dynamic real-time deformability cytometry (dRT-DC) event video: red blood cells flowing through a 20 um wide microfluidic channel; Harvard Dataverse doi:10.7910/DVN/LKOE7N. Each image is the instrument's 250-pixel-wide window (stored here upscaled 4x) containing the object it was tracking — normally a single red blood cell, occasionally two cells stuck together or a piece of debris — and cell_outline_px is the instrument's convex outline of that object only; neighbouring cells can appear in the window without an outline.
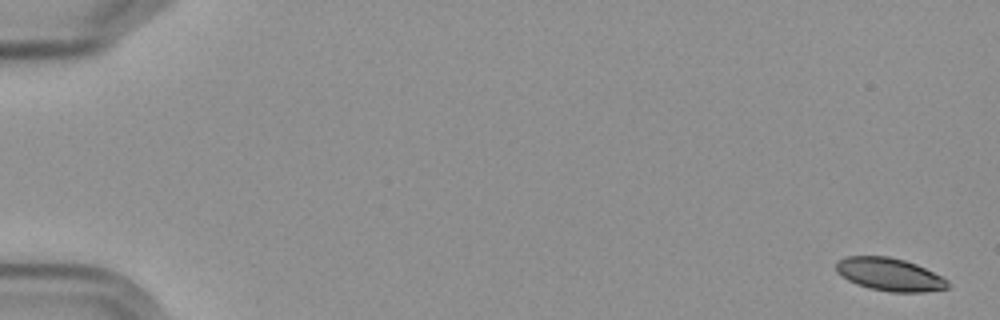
{"species": "Egyptian fruit bat (a non-hibernating species)", "species_latin": "Rousettus aegyptiacus", "temperature_condition": "cold", "stored_images_in_passage": 8, "camera_frame_rate_fps": 3000, "um_per_image_px": 0.085, "frame": {"image": 1, "passage_image": 1, "time_ms": 0.0, "image_size_px": [1000, 320], "cell_outline_px": [[948, 288], [924, 292], [892, 292], [868, 288], [856, 284], [848, 280], [836, 272], [836, 264], [840, 260], [848, 256], [888, 256], [904, 260], [916, 264], [948, 280]], "centroid_in_image_um": [75.6, 23.33], "position_along_channel_um": 9.4, "area_um2": 21.21}}
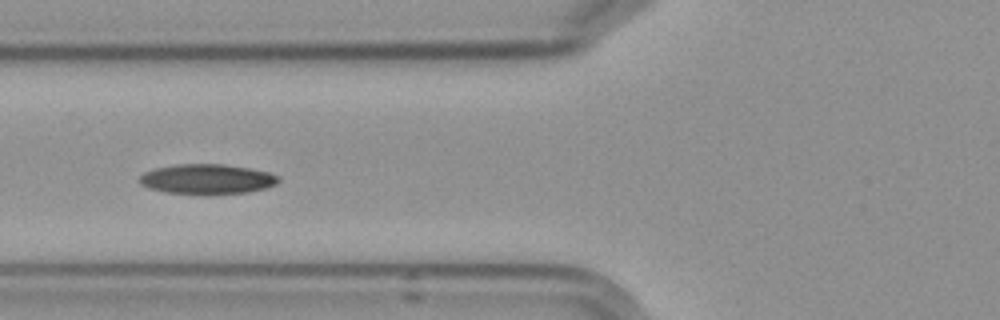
{"frame": {"image": 2, "passage_image": 7, "time_ms": 7.333, "image_size_px": [1000, 320], "cell_outline_px": [[280, 180], [276, 184], [268, 188], [248, 192], [212, 196], [204, 196], [164, 192], [148, 188], [140, 184], [140, 176], [144, 172], [156, 168], [176, 164], [224, 164], [248, 168], [268, 172], [280, 176]], "centroid_in_image_um": [17.62, 15.26], "position_along_channel_um": 108.2, "area_um2": 24.97}}
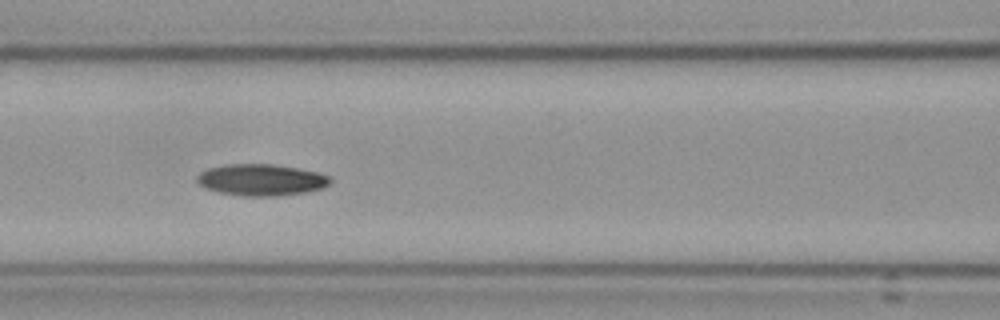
{"frame": {"image": 3, "passage_image": 8, "time_ms": 8.333, "image_size_px": [1000, 320], "cell_outline_px": [[332, 180], [324, 188], [304, 192], [276, 196], [240, 196], [216, 192], [204, 188], [196, 180], [196, 176], [200, 172], [208, 168], [228, 164], [276, 164], [300, 168], [332, 176]], "centroid_in_image_um": [22.2, 15.29], "position_along_channel_um": 144.4, "area_um2": 24.8}}